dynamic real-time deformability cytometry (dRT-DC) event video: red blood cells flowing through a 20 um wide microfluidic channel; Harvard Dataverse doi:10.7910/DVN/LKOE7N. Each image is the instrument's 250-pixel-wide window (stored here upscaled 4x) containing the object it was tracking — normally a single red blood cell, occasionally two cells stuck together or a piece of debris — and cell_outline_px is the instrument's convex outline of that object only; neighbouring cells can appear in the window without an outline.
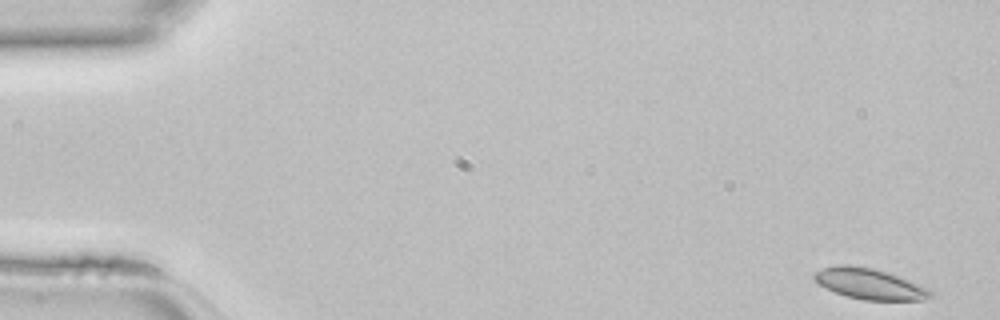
{"species": "common noctule bat (a hibernating species)", "species_latin": "Nyctalus noctula", "temperature_condition": "room temperature", "stored_images_in_passage": 45, "camera_frame_rate_fps": 3000, "um_per_image_px": 0.085, "animal": {"sex": "female", "body_mass_g": 22.7, "forearm_length_mm": 54.2}, "frame": {"image": 1, "passage_image": 1, "time_ms": 0.0, "image_size_px": [1000, 320], "cell_outline_px": [[932, 296], [924, 300], [864, 300], [848, 296], [836, 292], [820, 284], [812, 276], [820, 268], [836, 264], [848, 264], [872, 268], [888, 272], [920, 284], [928, 288], [932, 292]], "centroid_in_image_um": [73.93, 24.11], "position_along_channel_um": 11.1, "area_um2": 20.81}}
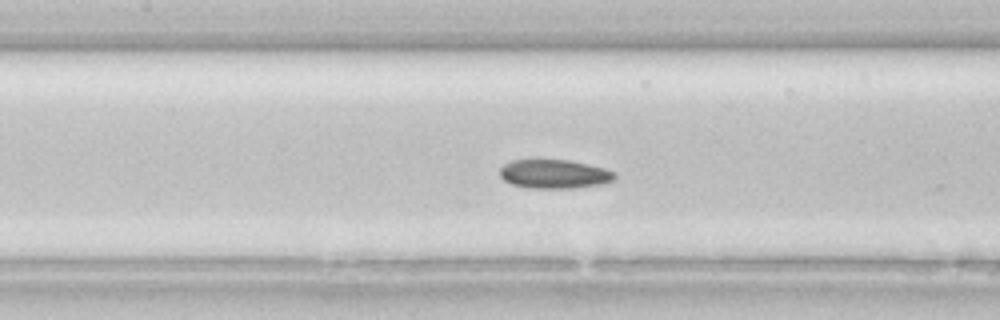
{"frame": {"image": 2, "passage_image": 20, "time_ms": 6.333, "image_size_px": [1000, 320], "cell_outline_px": [[616, 176], [612, 180], [604, 184], [572, 188], [532, 188], [512, 184], [504, 180], [500, 176], [500, 168], [504, 164], [512, 160], [568, 160], [588, 164], [604, 168], [616, 172]], "centroid_in_image_um": [47.13, 14.79], "position_along_channel_um": 160.3, "area_um2": 19.31}}
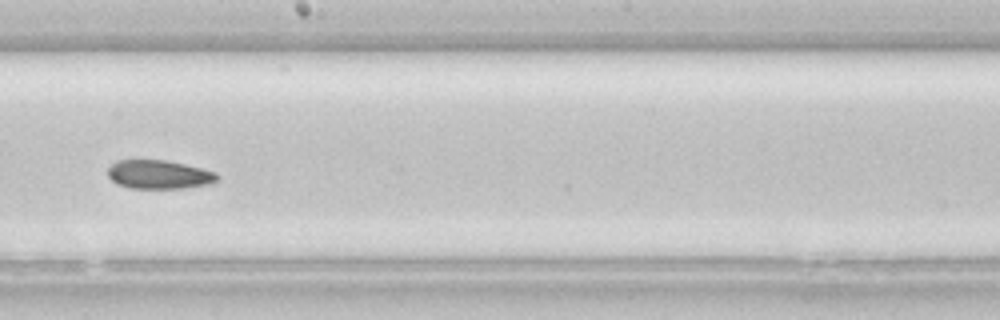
{"frame": {"image": 3, "passage_image": 25, "time_ms": 8.0, "image_size_px": [1000, 320], "cell_outline_px": [[220, 176], [216, 180], [208, 184], [184, 188], [128, 188], [116, 184], [108, 176], [108, 168], [116, 160], [164, 160], [184, 164], [216, 172]], "centroid_in_image_um": [13.48, 14.83], "position_along_channel_um": 234.7, "area_um2": 18.26}}